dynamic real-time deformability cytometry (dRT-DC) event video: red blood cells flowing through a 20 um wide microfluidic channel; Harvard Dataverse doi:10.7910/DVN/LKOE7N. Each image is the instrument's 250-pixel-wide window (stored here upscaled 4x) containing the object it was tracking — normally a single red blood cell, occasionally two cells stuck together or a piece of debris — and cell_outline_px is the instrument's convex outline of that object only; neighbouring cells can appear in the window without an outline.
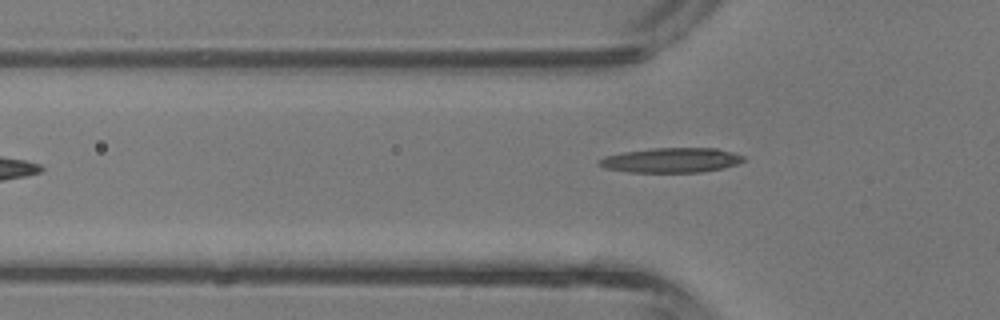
{"species": "common noctule bat (a hibernating species)", "species_latin": "Nyctalus noctula", "temperature_condition": "room temperature", "stored_images_in_passage": 3, "camera_frame_rate_fps": 3000, "um_per_image_px": 0.085, "animal": {"sex": "male", "body_mass_g": 13.3}, "frame": {"image": 1, "passage_image": 2, "time_ms": 0.333, "image_size_px": [1000, 320], "cell_outline_px": [[748, 160], [724, 168], [700, 172], [628, 172], [604, 168], [600, 164], [600, 160], [604, 156], [624, 152], [652, 148], [716, 148], [732, 152], [744, 156]], "centroid_in_image_um": [57.1, 13.61], "position_along_channel_um": 68.7, "area_um2": 20.81}}
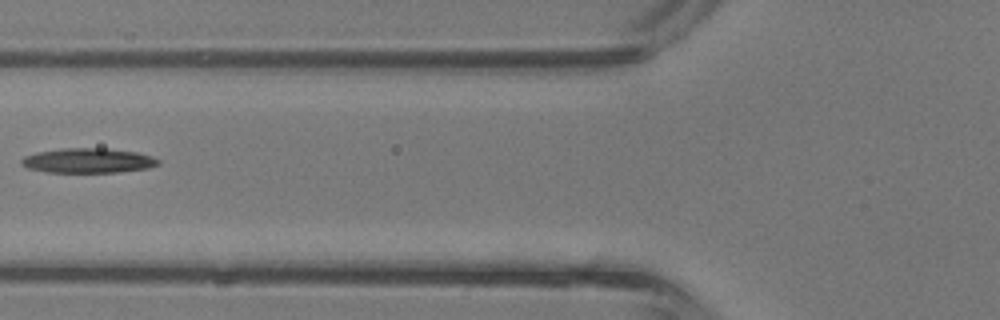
{"frame": {"image": 2, "passage_image": 3, "time_ms": 0.667, "image_size_px": [1000, 320], "cell_outline_px": [[160, 164], [148, 168], [116, 172], [44, 172], [28, 168], [20, 164], [20, 160], [24, 156], [36, 152], [64, 148], [104, 148], [136, 152], [152, 156], [160, 160]], "centroid_in_image_um": [7.47, 13.65], "position_along_channel_um": 118.3, "area_um2": 19.77}}